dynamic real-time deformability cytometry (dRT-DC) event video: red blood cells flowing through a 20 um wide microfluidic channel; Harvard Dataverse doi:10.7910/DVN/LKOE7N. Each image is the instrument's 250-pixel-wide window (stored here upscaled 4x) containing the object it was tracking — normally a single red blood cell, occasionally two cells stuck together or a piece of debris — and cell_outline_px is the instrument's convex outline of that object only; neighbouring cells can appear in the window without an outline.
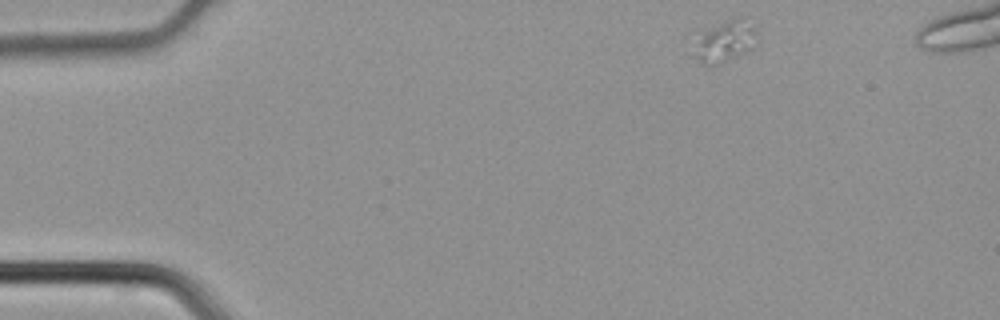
{"species": "common noctule bat (a hibernating species)", "species_latin": "Nyctalus noctula", "temperature_condition": "cold", "stored_images_in_passage": 8, "camera_frame_rate_fps": 3000, "um_per_image_px": 0.085, "animal": {"sex": "male", "body_mass_g": 21.5, "forearm_length_mm": 52.0}, "frame": {"image": 1, "passage_image": 1, "time_ms": 0.0, "image_size_px": [1000, 320], "cell_outline_px": [[756, 32], [752, 48], [712, 68], [708, 68], [692, 56], [692, 32], [696, 28], [732, 16], [744, 16], [756, 28]], "centroid_in_image_um": [61.41, 3.44], "position_along_channel_um": 23.6, "area_um2": 17.17}}